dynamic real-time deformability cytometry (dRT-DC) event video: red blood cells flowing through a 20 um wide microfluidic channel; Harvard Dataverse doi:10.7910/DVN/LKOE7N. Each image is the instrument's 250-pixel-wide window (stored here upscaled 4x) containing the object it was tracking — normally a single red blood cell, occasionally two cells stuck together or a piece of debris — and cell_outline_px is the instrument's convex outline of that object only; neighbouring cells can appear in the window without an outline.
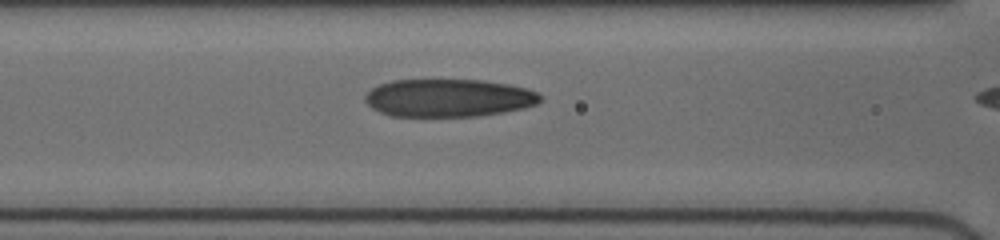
{"species": "human", "species_latin": "Homo sapiens", "temperature_condition": "cold", "stored_images_in_passage": 26, "camera_frame_rate_fps": 3000, "um_per_image_px": 0.085, "donor": {"sex": "female"}, "frame": {"image": 1, "passage_image": 12, "time_ms": 6.667, "image_size_px": [1000, 240], "cell_outline_px": [[540, 100], [536, 104], [524, 108], [504, 112], [476, 116], [392, 116], [380, 112], [372, 108], [364, 100], [364, 96], [372, 88], [380, 84], [392, 80], [484, 80], [508, 84], [528, 88], [536, 92], [540, 96]], "centroid_in_image_um": [38.12, 8.32], "position_along_channel_um": 128.5, "area_um2": 38.61}}
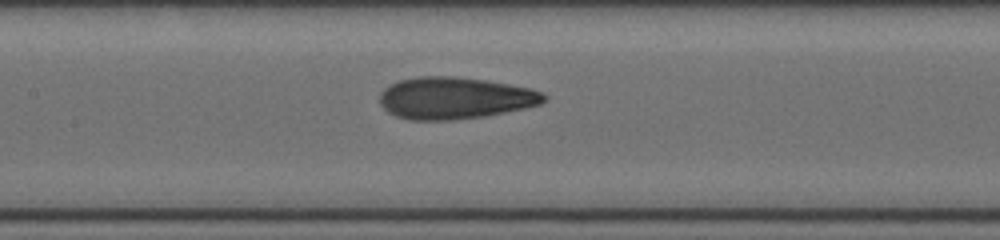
{"frame": {"image": 2, "passage_image": 15, "time_ms": 7.667, "image_size_px": [1000, 240], "cell_outline_px": [[548, 100], [540, 104], [524, 108], [484, 116], [452, 120], [408, 120], [396, 116], [388, 112], [380, 104], [380, 92], [388, 84], [400, 80], [420, 76], [456, 76], [484, 80], [532, 88], [544, 92], [548, 96]], "centroid_in_image_um": [38.67, 8.33], "position_along_channel_um": 168.7, "area_um2": 40.34}}
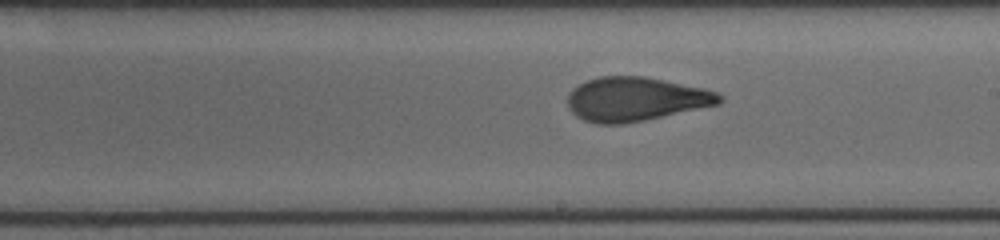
{"frame": {"image": 3, "passage_image": 22, "time_ms": 9.333, "image_size_px": [1000, 240], "cell_outline_px": [[724, 100], [720, 104], [644, 120], [620, 124], [596, 124], [584, 120], [576, 116], [568, 108], [568, 92], [572, 88], [588, 80], [600, 76], [644, 76], [704, 88], [720, 92], [724, 96]], "centroid_in_image_um": [54.05, 8.42], "position_along_channel_um": 235.0, "area_um2": 39.07}}